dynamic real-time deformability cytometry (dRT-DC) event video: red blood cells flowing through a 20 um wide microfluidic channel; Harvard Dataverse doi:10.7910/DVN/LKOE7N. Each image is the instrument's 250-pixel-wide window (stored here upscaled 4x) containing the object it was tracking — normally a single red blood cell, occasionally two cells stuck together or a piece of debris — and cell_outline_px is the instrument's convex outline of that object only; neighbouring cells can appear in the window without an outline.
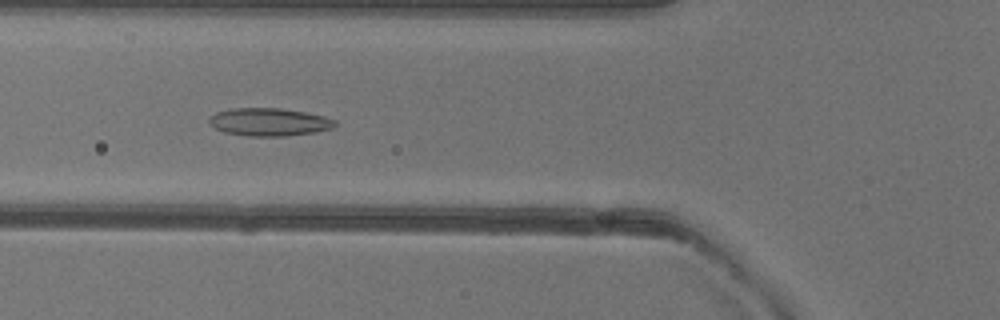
{"species": "common noctule bat (a hibernating species)", "species_latin": "Nyctalus noctula", "temperature_condition": "warm", "stored_images_in_passage": 50, "camera_frame_rate_fps": 3000, "um_per_image_px": 0.085, "animal": {"sex": "female"}, "frame": {"image": 1, "passage_image": 18, "time_ms": 5.667, "image_size_px": [1000, 320], "cell_outline_px": [[336, 124], [332, 128], [312, 132], [288, 136], [248, 136], [224, 132], [216, 128], [208, 120], [216, 112], [232, 108], [280, 108], [304, 112], [324, 116], [336, 120]], "centroid_in_image_um": [22.88, 10.37], "position_along_channel_um": 102.9, "area_um2": 20.23}}
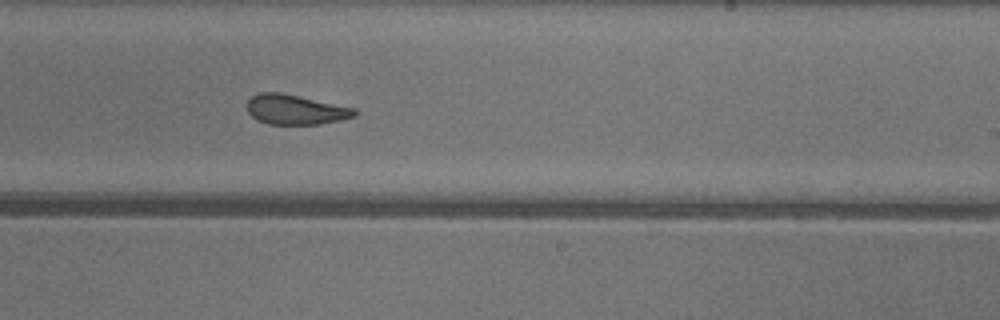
{"frame": {"image": 2, "passage_image": 30, "time_ms": 9.667, "image_size_px": [1000, 320], "cell_outline_px": [[360, 112], [356, 116], [340, 120], [320, 124], [268, 124], [256, 120], [248, 112], [248, 100], [252, 96], [260, 92], [280, 92], [356, 108]], "centroid_in_image_um": [25.15, 9.32], "position_along_channel_um": 263.9, "area_um2": 18.79}}
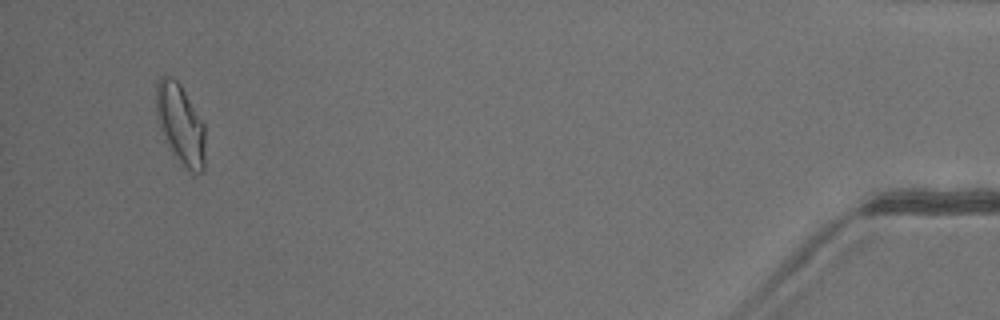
{"frame": {"image": 3, "passage_image": 48, "time_ms": 15.667, "image_size_px": [1000, 320], "cell_outline_px": [[204, 172], [196, 176], [168, 148], [164, 140], [156, 116], [156, 80], [160, 76], [172, 76], [180, 84], [204, 124]], "centroid_in_image_um": [15.32, 10.54], "position_along_channel_um": 419.9, "area_um2": 22.89}, "authors_computed_cell_mechanics": {"area_um2": 20.4034, "velocity_mm_per_s": 4.0238, "shape_relaxation_time_tau1_ms": null, "shape_relaxation_time_tau2_ms": 1.8349, "deformation_change_tau1": null, "deformation_change_tau2": 0.1055}}